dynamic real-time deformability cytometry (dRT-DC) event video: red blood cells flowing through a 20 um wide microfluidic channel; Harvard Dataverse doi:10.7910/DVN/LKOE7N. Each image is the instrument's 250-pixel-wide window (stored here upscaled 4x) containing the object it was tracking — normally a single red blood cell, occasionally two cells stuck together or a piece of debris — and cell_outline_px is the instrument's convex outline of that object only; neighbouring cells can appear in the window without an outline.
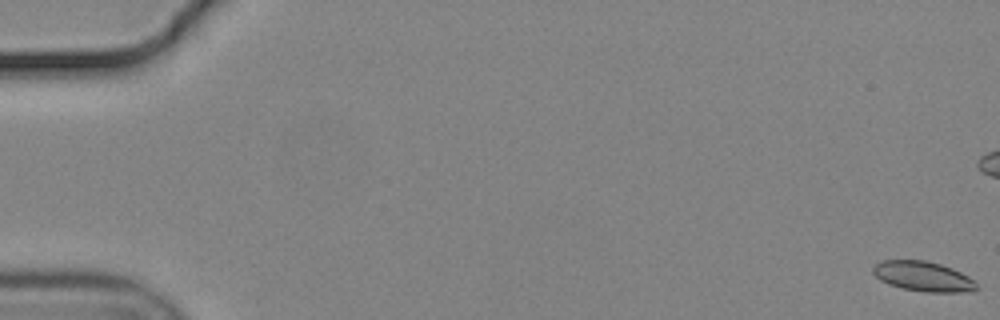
{"species": "common noctule bat (a hibernating species)", "species_latin": "Nyctalus noctula", "temperature_condition": "cold", "stored_images_in_passage": 58, "camera_frame_rate_fps": 3000, "um_per_image_px": 0.085, "animal": {"sex": "male", "body_mass_g": 19.2, "forearm_length_mm": 51.8}, "frame": {"image": 1, "passage_image": 1, "time_ms": 0.0, "image_size_px": [1000, 320], "cell_outline_px": [[980, 288], [972, 292], [924, 292], [904, 288], [888, 284], [880, 280], [872, 272], [872, 268], [880, 260], [924, 260], [940, 264], [952, 268], [968, 276]], "centroid_in_image_um": [78.47, 23.49], "position_along_channel_um": 6.5, "area_um2": 18.09}}
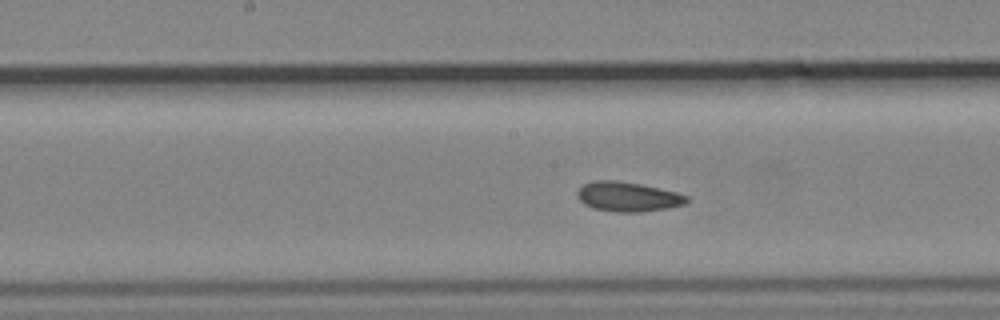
{"frame": {"image": 2, "passage_image": 30, "time_ms": 9.667, "image_size_px": [1000, 320], "cell_outline_px": [[688, 200], [684, 204], [668, 208], [640, 212], [616, 212], [592, 208], [584, 204], [576, 196], [576, 192], [584, 184], [596, 180], [616, 180], [640, 184], [676, 192], [688, 196]], "centroid_in_image_um": [53.34, 16.72], "position_along_channel_um": 194.9, "area_um2": 18.84}}
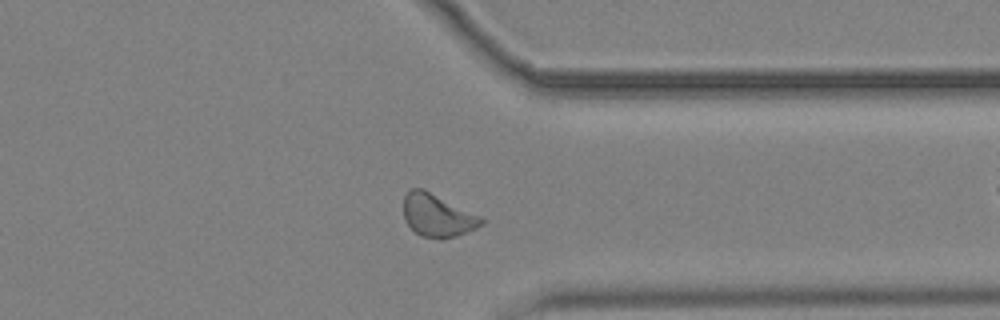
{"frame": {"image": 3, "passage_image": 45, "time_ms": 14.667, "image_size_px": [1000, 320], "cell_outline_px": [[484, 224], [476, 228], [456, 236], [440, 240], [420, 236], [404, 220], [404, 196], [412, 188], [424, 188], [480, 216], [484, 220]], "centroid_in_image_um": [37.18, 18.32], "position_along_channel_um": 374.2, "area_um2": 19.42}, "authors_computed_cell_mechanics": {"area_um2": 18.8139, "velocity_mm_per_s": 3.6484, "shape_relaxation_time_tau1_ms": 9.1781, "shape_relaxation_time_tau2_ms": 2.8923, "deformation_change_tau1": 0.1221, "deformation_change_tau2": 0.0733}}